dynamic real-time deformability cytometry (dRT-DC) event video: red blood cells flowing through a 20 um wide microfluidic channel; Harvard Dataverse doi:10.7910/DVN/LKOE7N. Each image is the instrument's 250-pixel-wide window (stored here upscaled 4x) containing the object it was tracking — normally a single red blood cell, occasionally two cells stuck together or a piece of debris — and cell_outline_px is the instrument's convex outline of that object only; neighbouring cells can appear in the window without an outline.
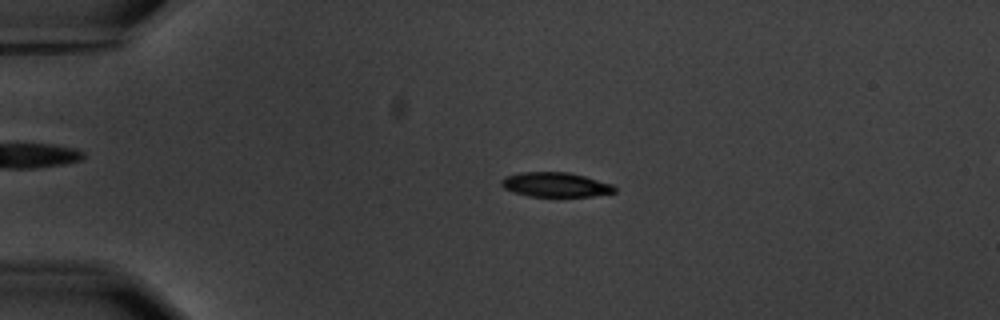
{"species": "common noctule bat (a hibernating species)", "species_latin": "Nyctalus noctula", "temperature_condition": "warm", "stored_images_in_passage": 5, "camera_frame_rate_fps": 3000, "um_per_image_px": 0.085, "animal": {"sex": "male", "body_mass_g": 20.1, "forearm_length_mm": 53.5}, "frame": {"image": 1, "passage_image": 3, "time_ms": 2.333, "image_size_px": [1000, 320], "cell_outline_px": [[616, 192], [592, 196], [528, 196], [504, 188], [500, 184], [500, 180], [504, 176], [520, 172], [568, 172], [584, 176], [612, 184], [616, 188]], "centroid_in_image_um": [47.2, 15.69], "position_along_channel_um": 37.8, "area_um2": 16.13}}